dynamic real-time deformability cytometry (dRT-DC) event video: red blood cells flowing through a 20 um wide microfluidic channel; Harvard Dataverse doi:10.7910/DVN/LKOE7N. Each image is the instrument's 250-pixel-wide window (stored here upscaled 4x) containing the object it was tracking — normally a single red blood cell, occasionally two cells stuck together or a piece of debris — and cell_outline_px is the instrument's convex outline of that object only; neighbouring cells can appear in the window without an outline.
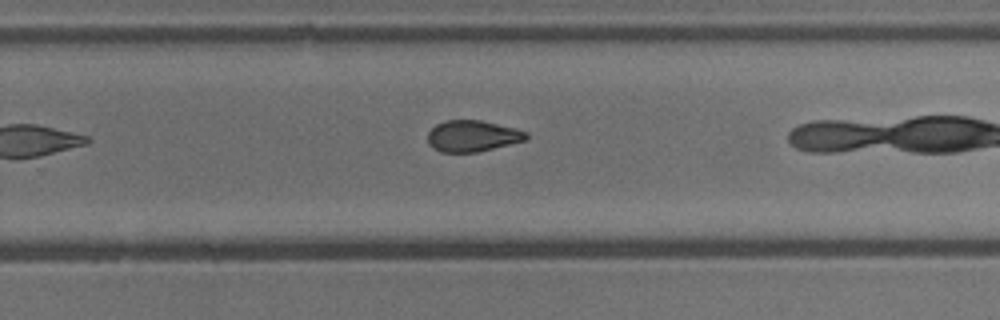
{"species": "common noctule bat (a hibernating species)", "species_latin": "Nyctalus noctula", "temperature_condition": "cold", "stored_images_in_passage": 11, "camera_frame_rate_fps": 3000, "um_per_image_px": 0.085, "animal": {"sex": "male", "body_mass_g": 13.3}, "frame": {"image": 1, "passage_image": 10, "time_ms": 3.0, "image_size_px": [1000, 320], "cell_outline_px": [[528, 140], [476, 152], [440, 152], [432, 148], [428, 144], [428, 132], [436, 124], [444, 120], [480, 120], [528, 132]], "centroid_in_image_um": [40.13, 11.57], "position_along_channel_um": 289.7, "area_um2": 17.92}}